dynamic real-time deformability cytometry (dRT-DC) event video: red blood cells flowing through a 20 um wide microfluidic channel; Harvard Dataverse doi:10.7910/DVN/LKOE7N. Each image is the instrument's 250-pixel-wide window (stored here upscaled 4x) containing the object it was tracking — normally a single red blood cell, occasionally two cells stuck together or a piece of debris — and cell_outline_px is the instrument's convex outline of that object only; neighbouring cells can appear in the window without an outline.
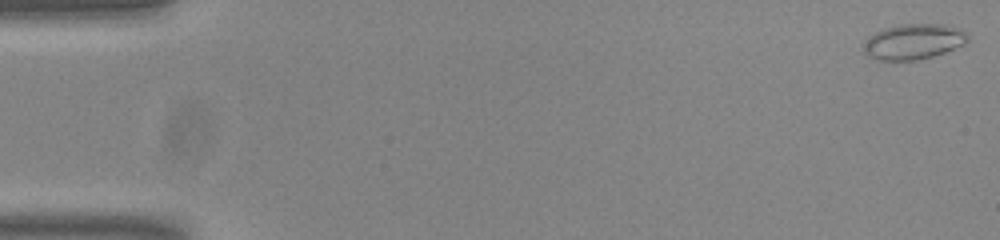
{"species": "common noctule bat (a hibernating species)", "species_latin": "Nyctalus noctula", "temperature_condition": "room temperature", "stored_images_in_passage": 54, "camera_frame_rate_fps": 3000, "um_per_image_px": 0.085, "animal": {"sex": "male", "body_mass_g": 20.0, "forearm_length_mm": 53.3}, "frame": {"image": 1, "passage_image": 1, "time_ms": 0.0, "image_size_px": [1000, 240], "cell_outline_px": [[968, 40], [964, 44], [944, 52], [932, 56], [916, 60], [876, 60], [868, 56], [864, 52], [864, 44], [868, 36], [884, 28], [900, 24], [944, 24], [960, 28], [968, 36]], "centroid_in_image_um": [77.63, 3.53], "position_along_channel_um": 7.4, "area_um2": 21.44}}
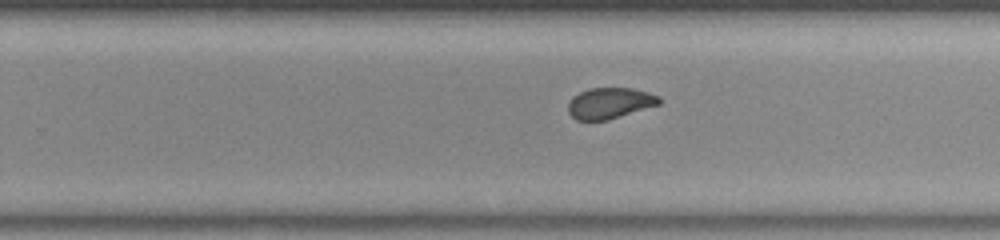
{"frame": {"image": 2, "passage_image": 34, "time_ms": 11.0, "image_size_px": [1000, 240], "cell_outline_px": [[660, 104], [608, 120], [576, 120], [568, 112], [568, 104], [572, 96], [588, 88], [632, 88], [648, 92], [660, 96]], "centroid_in_image_um": [51.82, 8.76], "position_along_channel_um": 278.0, "area_um2": 16.47}}
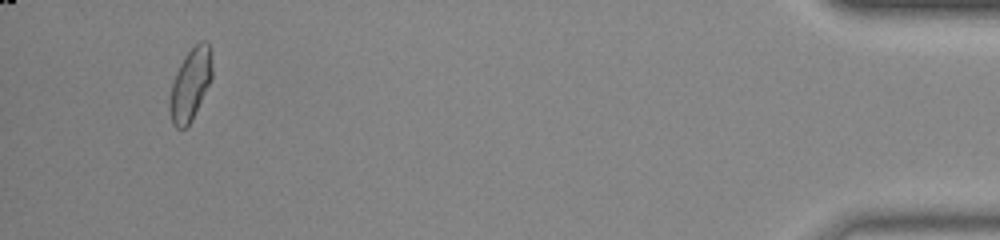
{"frame": {"image": 3, "passage_image": 51, "time_ms": 16.667, "image_size_px": [1000, 240], "cell_outline_px": [[212, 76], [192, 120], [184, 128], [176, 128], [172, 124], [168, 108], [168, 100], [172, 84], [176, 72], [184, 56], [200, 40], [204, 40], [208, 44], [212, 52]], "centroid_in_image_um": [16.16, 7.17], "position_along_channel_um": 419.0, "area_um2": 17.8}, "authors_computed_cell_mechanics": {"area_um2": 17.7735, "velocity_mm_per_s": 3.8272, "shape_relaxation_time_tau1_ms": 7.8641, "shape_relaxation_time_tau2_ms": 0.931, "deformation_change_tau1": 0.1467, "deformation_change_tau2": 0.0455}}